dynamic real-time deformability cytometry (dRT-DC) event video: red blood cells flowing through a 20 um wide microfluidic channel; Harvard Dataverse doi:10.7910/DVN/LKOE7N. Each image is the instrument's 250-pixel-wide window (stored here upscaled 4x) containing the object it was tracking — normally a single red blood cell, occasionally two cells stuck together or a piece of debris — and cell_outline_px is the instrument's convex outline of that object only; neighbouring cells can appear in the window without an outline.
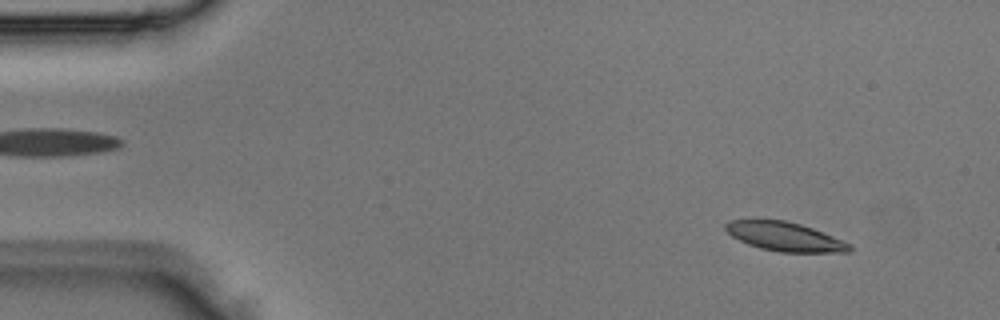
{"species": "Egyptian fruit bat (a non-hibernating species)", "species_latin": "Rousettus aegyptiacus", "temperature_condition": "room temperature", "stored_images_in_passage": 4, "segment_of_instrument_passage": [2, 2], "camera_frame_rate_fps": 3000, "um_per_image_px": 0.085, "animal": {"sex": "male"}, "frame": {"image": 1, "passage_image": 4, "time_ms": 1.0, "image_size_px": [1000, 320], "cell_outline_px": [[852, 248], [848, 252], [780, 252], [760, 248], [748, 244], [732, 236], [724, 228], [724, 224], [728, 220], [784, 220], [800, 224], [812, 228], [852, 244]], "centroid_in_image_um": [66.7, 20.11], "position_along_channel_um": 18.3, "area_um2": 20.75}}